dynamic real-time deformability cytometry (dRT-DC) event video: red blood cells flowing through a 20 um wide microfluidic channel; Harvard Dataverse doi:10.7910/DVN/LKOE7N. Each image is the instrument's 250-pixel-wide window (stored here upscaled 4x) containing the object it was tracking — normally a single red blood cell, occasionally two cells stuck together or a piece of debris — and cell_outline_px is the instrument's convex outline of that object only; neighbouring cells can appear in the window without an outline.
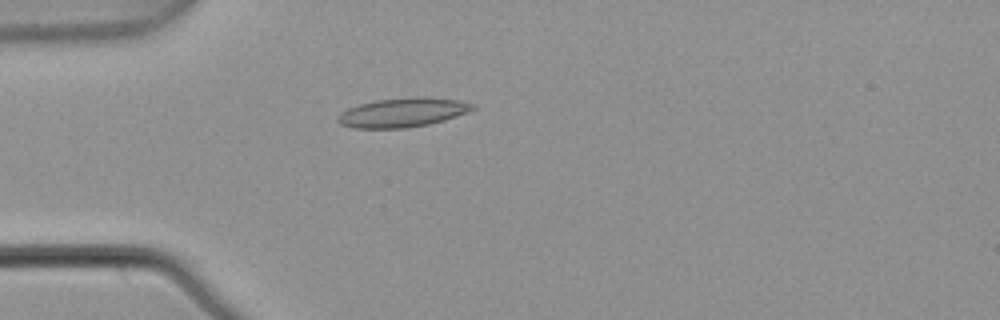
{"species": "common noctule bat (a hibernating species)", "species_latin": "Nyctalus noctula", "temperature_condition": "warm", "stored_images_in_passage": 4, "camera_frame_rate_fps": 3000, "um_per_image_px": 0.085, "animal": {"sex": "male", "body_mass_g": 21.5, "forearm_length_mm": 52.0}, "frame": {"image": 1, "passage_image": 4, "time_ms": 1.0, "image_size_px": [1000, 320], "cell_outline_px": [[476, 108], [468, 112], [444, 120], [428, 124], [404, 128], [352, 128], [340, 124], [336, 120], [336, 116], [340, 112], [348, 108], [360, 104], [376, 100], [416, 96], [424, 96], [460, 100], [476, 104]], "centroid_in_image_um": [34.23, 9.55], "position_along_channel_um": 50.8, "area_um2": 23.18}}